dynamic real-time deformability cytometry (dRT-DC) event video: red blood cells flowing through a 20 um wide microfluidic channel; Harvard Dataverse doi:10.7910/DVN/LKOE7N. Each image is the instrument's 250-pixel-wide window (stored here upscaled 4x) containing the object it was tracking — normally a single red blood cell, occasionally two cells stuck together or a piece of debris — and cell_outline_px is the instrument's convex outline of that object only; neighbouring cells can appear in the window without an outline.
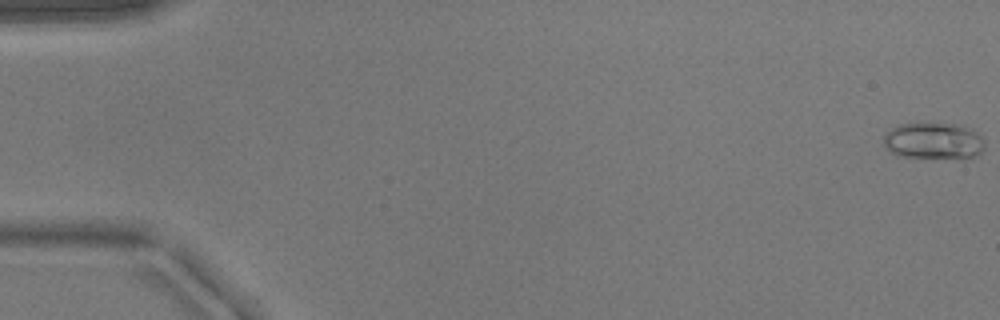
{"species": "common noctule bat (a hibernating species)", "species_latin": "Nyctalus noctula", "temperature_condition": "warm", "stored_images_in_passage": 22, "camera_frame_rate_fps": 3000, "um_per_image_px": 0.085, "animal": {"sex": "male", "body_mass_g": 17.9}, "frame": {"image": 1, "passage_image": 1, "time_ms": 0.0, "image_size_px": [1000, 320], "cell_outline_px": [[984, 148], [976, 156], [896, 156], [884, 144], [884, 136], [892, 128], [900, 124], [916, 120], [960, 124], [972, 128], [984, 140]], "centroid_in_image_um": [79.34, 11.88], "position_along_channel_um": 5.7, "area_um2": 21.62}}